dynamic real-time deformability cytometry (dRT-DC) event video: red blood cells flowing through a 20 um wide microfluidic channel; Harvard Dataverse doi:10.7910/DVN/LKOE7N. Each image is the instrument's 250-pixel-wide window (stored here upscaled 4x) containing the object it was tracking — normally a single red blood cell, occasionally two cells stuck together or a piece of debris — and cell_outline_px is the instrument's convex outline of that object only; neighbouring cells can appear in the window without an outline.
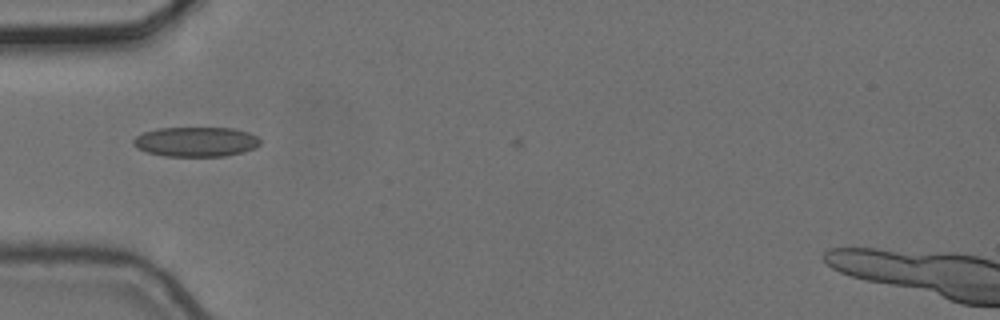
{"species": "common noctule bat (a hibernating species)", "species_latin": "Nyctalus noctula", "temperature_condition": "cold", "stored_images_in_passage": 3, "camera_frame_rate_fps": 3000, "um_per_image_px": 0.085, "animal": {"sex": "female", "body_mass_g": 24.6, "forearm_length_mm": 56.2}, "frame": {"image": 1, "passage_image": 2, "time_ms": 0.333, "image_size_px": [1000, 320], "cell_outline_px": [[260, 144], [256, 148], [244, 152], [224, 156], [164, 156], [148, 152], [136, 148], [132, 144], [132, 140], [136, 136], [144, 132], [156, 128], [232, 128], [248, 132], [256, 136], [260, 140]], "centroid_in_image_um": [16.64, 12.05], "position_along_channel_um": 68.4, "area_um2": 22.08}}